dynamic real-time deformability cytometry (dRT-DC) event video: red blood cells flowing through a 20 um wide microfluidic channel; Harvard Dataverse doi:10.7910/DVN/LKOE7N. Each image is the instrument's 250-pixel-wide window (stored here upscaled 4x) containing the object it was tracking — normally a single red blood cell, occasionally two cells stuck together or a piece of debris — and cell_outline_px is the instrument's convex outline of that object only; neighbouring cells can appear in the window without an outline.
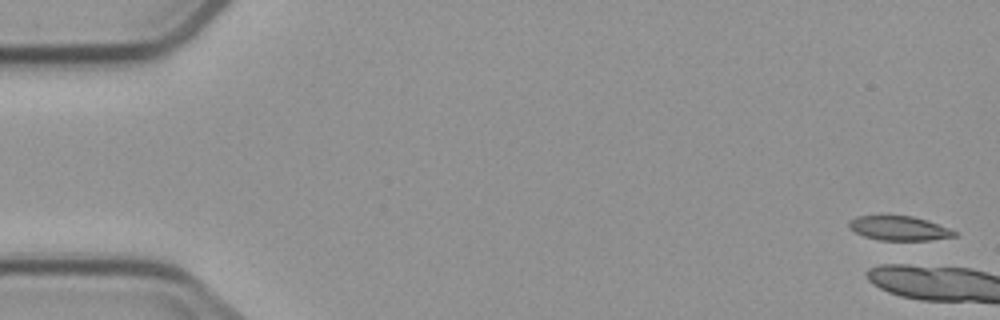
{"species": "common noctule bat (a hibernating species)", "species_latin": "Nyctalus noctula", "temperature_condition": "cold", "stored_images_in_passage": 6, "camera_frame_rate_fps": 3000, "um_per_image_px": 0.085, "animal": {"sex": "male", "body_mass_g": 23.1, "forearm_length_mm": 52.7}, "frame": {"image": 1, "passage_image": 1, "time_ms": 0.0, "image_size_px": [1000, 320], "cell_outline_px": [[956, 236], [928, 240], [880, 240], [864, 236], [848, 228], [848, 224], [856, 216], [912, 216], [948, 228], [956, 232]], "centroid_in_image_um": [76.39, 19.41], "position_along_channel_um": 8.6, "area_um2": 14.57}}